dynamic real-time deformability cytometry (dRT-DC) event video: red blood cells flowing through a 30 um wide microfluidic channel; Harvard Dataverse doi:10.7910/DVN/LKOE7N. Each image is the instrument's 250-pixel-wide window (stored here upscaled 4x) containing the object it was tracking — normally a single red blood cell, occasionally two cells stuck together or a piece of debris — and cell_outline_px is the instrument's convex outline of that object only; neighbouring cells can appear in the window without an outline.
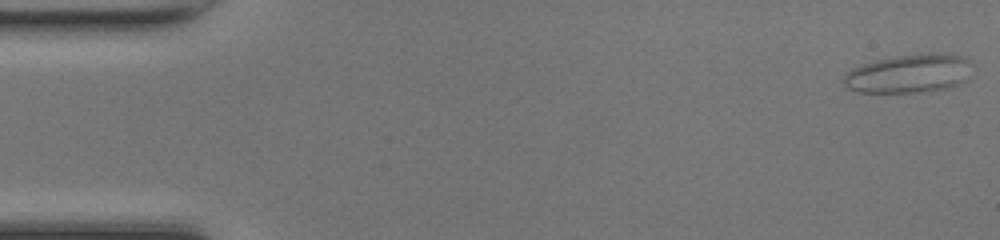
{"species": "common noctule bat (a hibernating species)", "species_latin": "Nyctalus noctula", "temperature_condition": "room temperature", "stored_images_in_passage": 48, "camera_frame_rate_fps": 3000, "um_per_image_px": 0.085, "animal": {"sex": "female", "body_mass_g": 17.0, "forearm_length_mm": 48.0}, "frame": {"image": 1, "passage_image": 1, "time_ms": 0.0, "image_size_px": [1000, 240], "cell_outline_px": [[968, 80], [960, 84], [948, 88], [920, 92], [856, 92], [848, 88], [840, 80], [852, 68], [876, 60], [896, 56], [928, 52], [932, 52], [964, 56], [968, 60]], "centroid_in_image_um": [77.25, 6.25], "position_along_channel_um": 7.8, "area_um2": 28.96}}
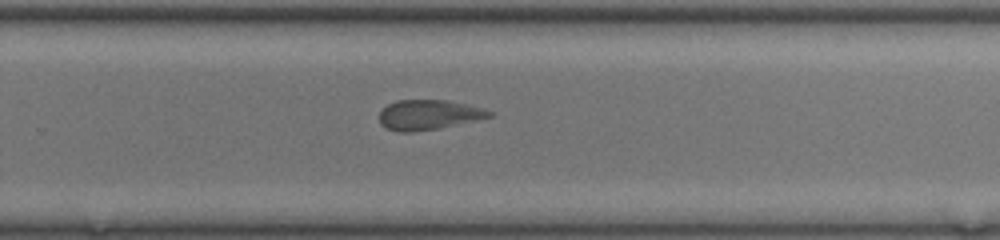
{"frame": {"image": 2, "passage_image": 31, "time_ms": 10.0, "image_size_px": [1000, 240], "cell_outline_px": [[492, 116], [476, 120], [440, 128], [412, 132], [400, 132], [384, 128], [380, 124], [380, 108], [396, 100], [448, 100], [484, 108], [492, 112]], "centroid_in_image_um": [36.39, 9.75], "position_along_channel_um": 293.4, "area_um2": 19.31}}
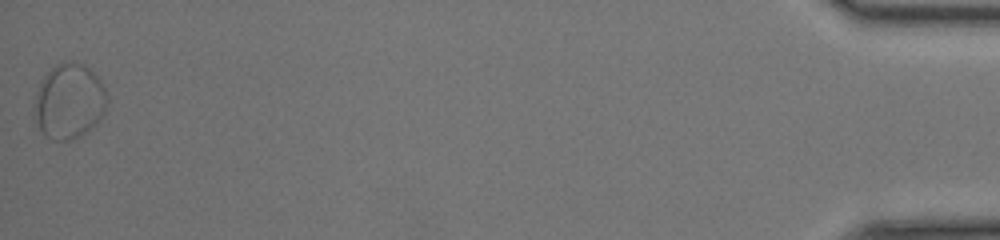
{"frame": {"image": 3, "passage_image": 48, "time_ms": 15.667, "image_size_px": [1000, 240], "cell_outline_px": [[108, 100], [104, 112], [100, 120], [96, 124], [80, 136], [68, 140], [52, 140], [44, 136], [36, 120], [32, 104], [36, 92], [44, 76], [56, 64], [68, 60], [84, 64], [100, 80], [104, 88]], "centroid_in_image_um": [5.86, 8.61], "position_along_channel_um": 429.3, "area_um2": 31.96}, "authors_computed_cell_mechanics": {"area_um2": 20.0855, "velocity_mm_per_s": 4.2607, "shape_relaxation_time_tau1_ms": null, "shape_relaxation_time_tau2_ms": 3.0361, "deformation_change_tau1": null, "deformation_change_tau2": 0.1003}}